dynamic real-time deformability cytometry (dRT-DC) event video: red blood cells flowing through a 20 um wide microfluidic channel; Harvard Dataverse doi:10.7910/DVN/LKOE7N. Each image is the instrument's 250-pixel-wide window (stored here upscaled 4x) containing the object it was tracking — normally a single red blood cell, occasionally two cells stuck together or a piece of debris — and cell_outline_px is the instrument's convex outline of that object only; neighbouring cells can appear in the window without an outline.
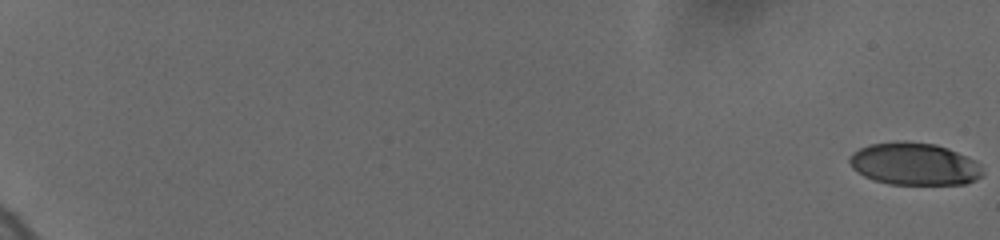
{"species": "human", "species_latin": "Homo sapiens", "temperature_condition": "cold", "stored_images_in_passage": 44, "camera_frame_rate_fps": 3000, "um_per_image_px": 0.085, "donor": {"sex": "female"}, "frame": {"image": 1, "passage_image": 1, "time_ms": 0.0, "image_size_px": [1000, 240], "cell_outline_px": [[984, 172], [976, 180], [964, 184], [888, 184], [872, 180], [856, 172], [852, 168], [848, 160], [848, 156], [852, 152], [860, 148], [872, 144], [896, 140], [904, 140], [936, 144], [948, 148], [976, 160], [980, 164]], "centroid_in_image_um": [77.7, 13.93], "position_along_channel_um": 7.3, "area_um2": 33.35}}
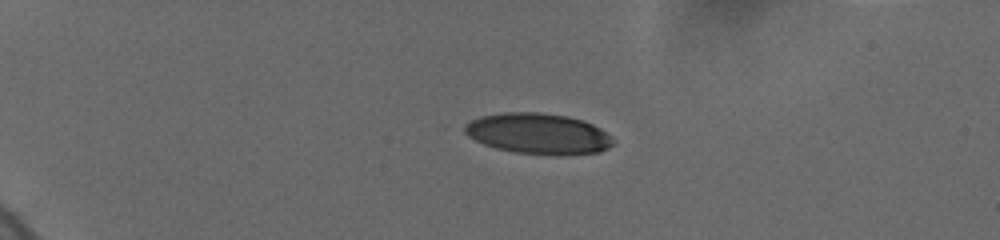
{"frame": {"image": 2, "passage_image": 33, "time_ms": 5.333, "image_size_px": [1000, 240], "cell_outline_px": [[616, 140], [608, 148], [600, 152], [560, 156], [556, 156], [516, 152], [496, 148], [484, 144], [468, 136], [464, 132], [464, 124], [480, 116], [504, 112], [536, 112], [568, 116], [592, 124], [600, 128], [612, 136]], "centroid_in_image_um": [45.77, 11.37], "position_along_channel_um": 39.2, "area_um2": 35.49}}